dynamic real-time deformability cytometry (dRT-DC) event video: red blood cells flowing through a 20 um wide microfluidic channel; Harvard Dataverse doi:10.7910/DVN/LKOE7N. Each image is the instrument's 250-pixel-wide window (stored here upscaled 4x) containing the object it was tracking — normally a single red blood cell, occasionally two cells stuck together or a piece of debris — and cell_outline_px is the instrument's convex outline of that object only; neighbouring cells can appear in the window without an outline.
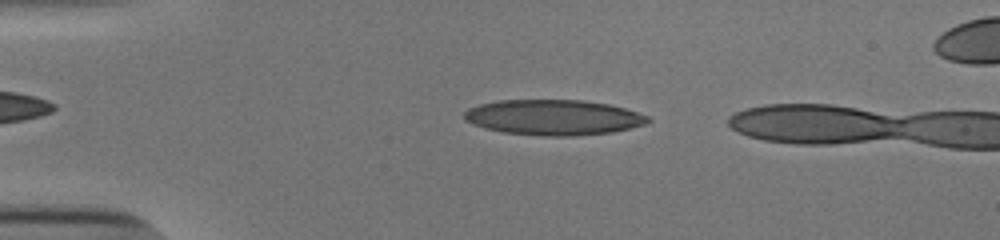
{"species": "human", "species_latin": "Homo sapiens", "temperature_condition": "cold", "stored_images_in_passage": 43, "camera_frame_rate_fps": 3000, "um_per_image_px": 0.085, "donor": {"sex": "male"}, "frame": {"image": 1, "passage_image": 6, "time_ms": 1.667, "image_size_px": [1000, 240], "cell_outline_px": [[652, 120], [644, 124], [612, 132], [572, 136], [544, 136], [504, 132], [472, 124], [464, 120], [464, 112], [468, 108], [480, 104], [500, 100], [580, 100], [608, 104], [624, 108], [648, 116]], "centroid_in_image_um": [47.03, 9.97], "position_along_channel_um": 38.0, "area_um2": 37.63}}
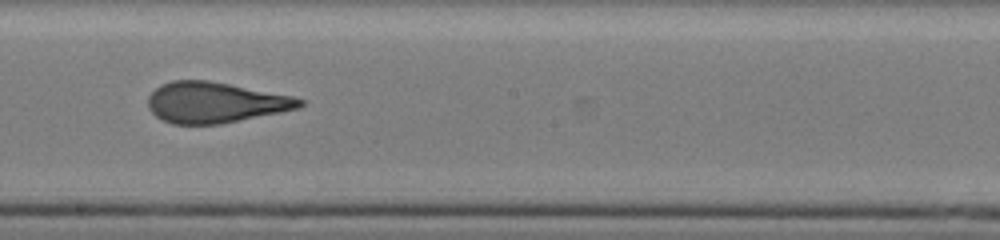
{"frame": {"image": 2, "passage_image": 24, "time_ms": 7.667, "image_size_px": [1000, 240], "cell_outline_px": [[304, 104], [300, 108], [220, 124], [172, 124], [156, 116], [148, 108], [148, 96], [160, 84], [172, 80], [208, 80], [292, 96], [304, 100]], "centroid_in_image_um": [18.26, 8.71], "position_along_channel_um": 229.9, "area_um2": 35.84}}
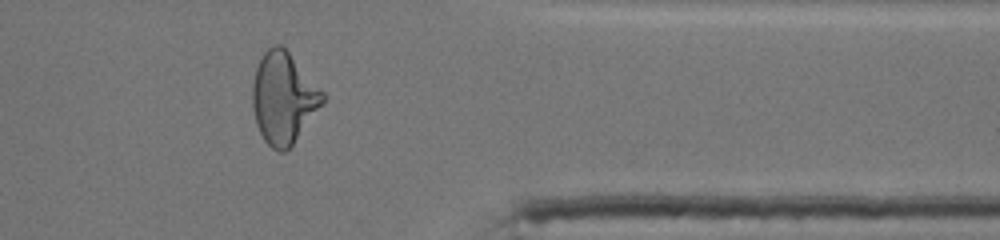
{"frame": {"image": 3, "passage_image": 37, "time_ms": 12.0, "image_size_px": [1000, 240], "cell_outline_px": [[324, 100], [292, 144], [284, 152], [280, 152], [272, 148], [264, 140], [256, 124], [252, 108], [252, 84], [256, 68], [264, 52], [272, 44], [280, 44], [288, 52], [324, 92]], "centroid_in_image_um": [24.05, 8.32], "position_along_channel_um": 387.3, "area_um2": 36.65}, "authors_computed_cell_mechanics": {"area_um2": 36.8186, "velocity_mm_per_s": 3.9052, "shape_relaxation_time_tau1_ms": 10.6464, "shape_relaxation_time_tau2_ms": 1.0336, "deformation_change_tau1": 0.3239, "deformation_change_tau2": 0.0924}}